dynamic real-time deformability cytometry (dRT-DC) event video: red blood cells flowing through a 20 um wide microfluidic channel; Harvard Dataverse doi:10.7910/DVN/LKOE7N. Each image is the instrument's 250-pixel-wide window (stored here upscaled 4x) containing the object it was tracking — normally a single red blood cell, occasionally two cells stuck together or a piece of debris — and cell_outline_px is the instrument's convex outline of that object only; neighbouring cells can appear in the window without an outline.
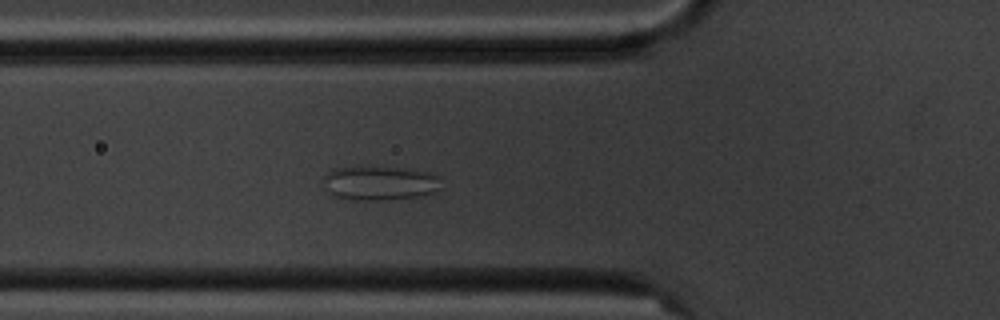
{"species": "common noctule bat (a hibernating species)", "species_latin": "Nyctalus noctula", "temperature_condition": "cold", "stored_images_in_passage": 6, "camera_frame_rate_fps": 3000, "um_per_image_px": 0.085, "animal": {"sex": "male", "body_mass_g": 20.1, "forearm_length_mm": 53.5}, "frame": {"image": 1, "passage_image": 6, "time_ms": 5.667, "image_size_px": [1000, 320], "cell_outline_px": [[444, 188], [436, 192], [416, 196], [380, 200], [352, 200], [336, 196], [320, 180], [332, 168], [360, 164], [364, 164], [428, 172], [440, 176]], "centroid_in_image_um": [32.28, 15.52], "position_along_channel_um": 93.5, "area_um2": 24.16}}